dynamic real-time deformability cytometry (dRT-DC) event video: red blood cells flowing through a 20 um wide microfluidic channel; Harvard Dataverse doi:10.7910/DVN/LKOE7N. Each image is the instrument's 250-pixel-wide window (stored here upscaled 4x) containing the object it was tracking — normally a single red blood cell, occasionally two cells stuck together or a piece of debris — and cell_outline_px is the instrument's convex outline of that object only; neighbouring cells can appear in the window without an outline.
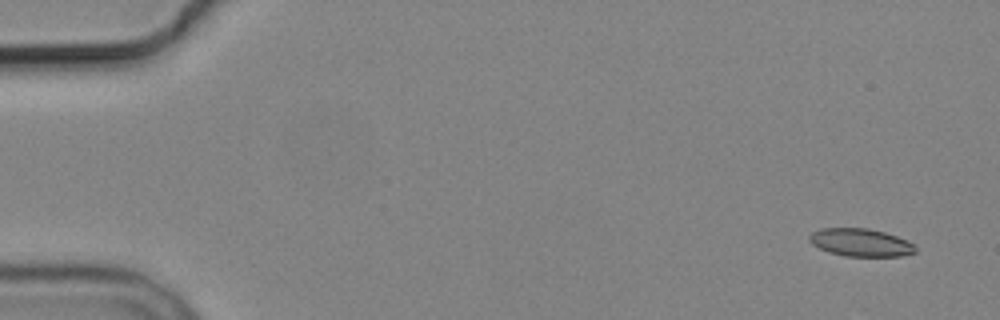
{"species": "common noctule bat (a hibernating species)", "species_latin": "Nyctalus noctula", "temperature_condition": "cold", "stored_images_in_passage": 5, "camera_frame_rate_fps": 3000, "um_per_image_px": 0.085, "animal": {"sex": "male", "body_mass_g": 19.2, "forearm_length_mm": 51.8}, "frame": {"image": 1, "passage_image": 1, "time_ms": 0.0, "image_size_px": [1000, 320], "cell_outline_px": [[916, 252], [900, 256], [844, 256], [828, 252], [812, 244], [808, 240], [808, 236], [812, 232], [820, 228], [868, 228], [884, 232], [896, 236], [916, 244]], "centroid_in_image_um": [73.14, 20.61], "position_along_channel_um": 11.9, "area_um2": 17.28}}
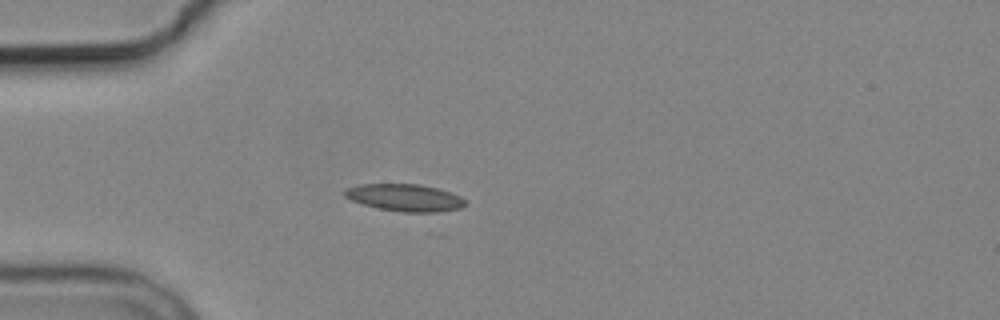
{"frame": {"image": 2, "passage_image": 5, "time_ms": 4.333, "image_size_px": [1000, 320], "cell_outline_px": [[468, 204], [460, 208], [440, 212], [400, 212], [376, 208], [352, 200], [344, 196], [344, 188], [360, 184], [420, 184], [436, 188], [460, 196]], "centroid_in_image_um": [34.4, 16.8], "position_along_channel_um": 50.6, "area_um2": 19.13}}